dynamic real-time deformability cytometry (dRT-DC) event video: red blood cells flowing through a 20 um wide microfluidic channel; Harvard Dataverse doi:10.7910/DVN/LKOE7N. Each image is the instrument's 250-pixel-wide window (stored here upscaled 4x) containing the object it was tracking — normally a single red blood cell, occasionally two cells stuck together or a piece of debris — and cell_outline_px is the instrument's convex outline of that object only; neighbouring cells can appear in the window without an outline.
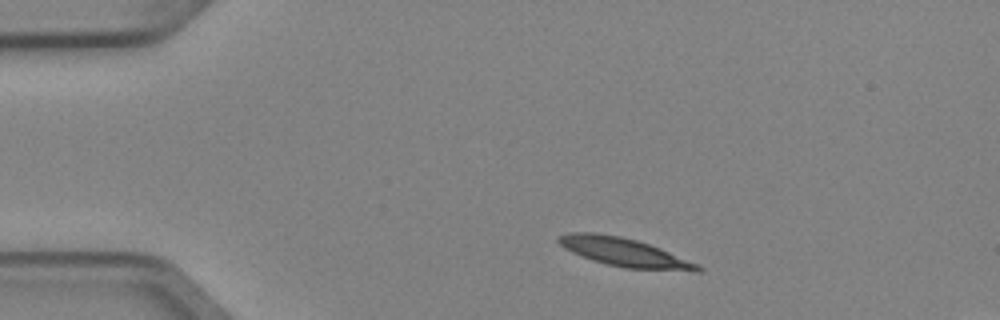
{"species": "Egyptian fruit bat (a non-hibernating species)", "species_latin": "Rousettus aegyptiacus", "temperature_condition": "cold", "stored_images_in_passage": 3, "camera_frame_rate_fps": 3000, "um_per_image_px": 0.085, "animal": {"sex": "female"}, "frame": {"image": 1, "passage_image": 1, "time_ms": 0.0, "image_size_px": [1000, 320], "cell_outline_px": [[704, 272], [692, 272], [624, 268], [592, 260], [580, 256], [564, 248], [556, 240], [556, 236], [572, 232], [596, 232], [620, 236], [636, 240], [660, 248], [700, 264], [704, 268]], "centroid_in_image_um": [53.12, 21.46], "position_along_channel_um": 31.9, "area_um2": 23.52}}
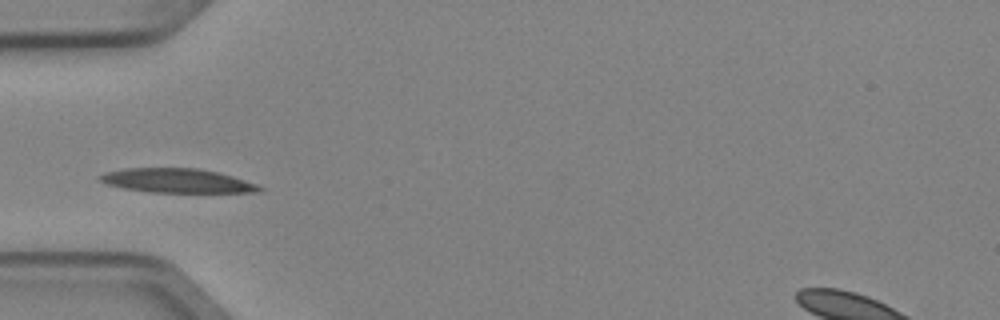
{"frame": {"image": 2, "passage_image": 3, "time_ms": 0.667, "image_size_px": [1000, 320], "cell_outline_px": [[264, 192], [148, 192], [124, 188], [108, 184], [96, 180], [96, 176], [104, 172], [124, 168], [200, 168], [232, 176], [256, 184], [264, 188]], "centroid_in_image_um": [15.0, 15.35], "position_along_channel_um": 70.0, "area_um2": 22.54}}